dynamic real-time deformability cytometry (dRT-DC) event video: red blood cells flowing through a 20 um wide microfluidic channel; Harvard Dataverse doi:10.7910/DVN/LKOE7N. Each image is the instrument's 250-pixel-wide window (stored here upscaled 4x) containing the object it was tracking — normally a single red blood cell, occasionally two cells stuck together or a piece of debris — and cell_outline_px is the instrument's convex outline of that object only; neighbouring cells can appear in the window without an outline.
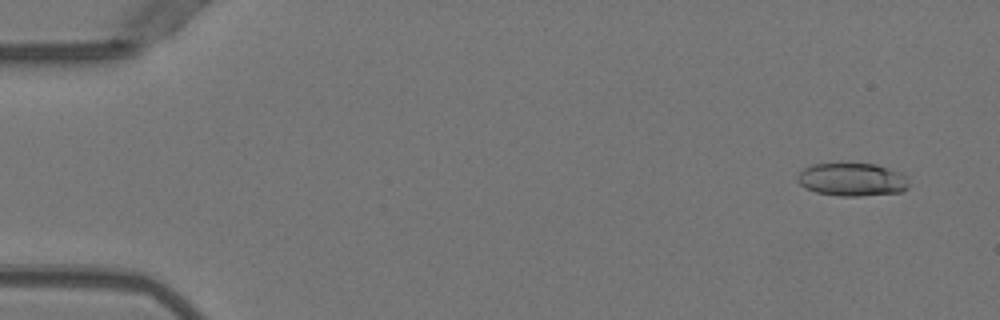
{"species": "Egyptian fruit bat (a non-hibernating species)", "species_latin": "Rousettus aegyptiacus", "temperature_condition": "warm", "stored_images_in_passage": 51, "camera_frame_rate_fps": 3000, "um_per_image_px": 0.085, "animal": {"sex": "female"}, "frame": {"image": 1, "passage_image": 3, "time_ms": 0.667, "image_size_px": [1000, 320], "cell_outline_px": [[908, 188], [900, 192], [860, 196], [840, 196], [816, 192], [804, 188], [796, 180], [796, 176], [804, 168], [812, 164], [840, 160], [876, 164], [904, 172], [908, 184]], "centroid_in_image_um": [72.4, 15.2], "position_along_channel_um": 12.6, "area_um2": 22.54}}
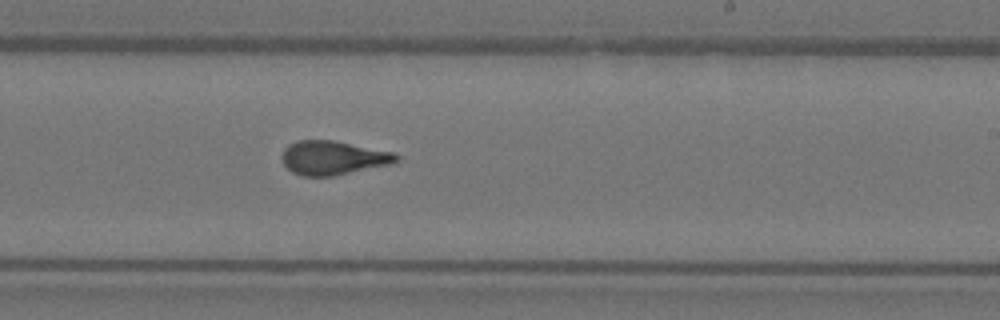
{"frame": {"image": 2, "passage_image": 31, "time_ms": 10.0, "image_size_px": [1000, 320], "cell_outline_px": [[400, 160], [388, 164], [336, 176], [300, 176], [292, 172], [284, 164], [280, 156], [284, 148], [288, 144], [296, 140], [332, 140], [396, 152], [400, 156]], "centroid_in_image_um": [28.29, 13.41], "position_along_channel_um": 260.7, "area_um2": 22.89}}
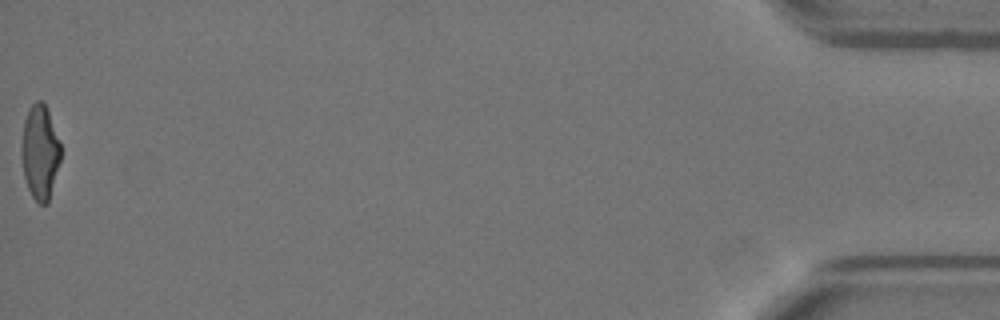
{"frame": {"image": 3, "passage_image": 51, "time_ms": 16.667, "image_size_px": [1000, 320], "cell_outline_px": [[60, 160], [48, 204], [40, 204], [32, 196], [28, 188], [24, 176], [20, 156], [20, 148], [24, 120], [28, 108], [36, 100], [40, 100], [44, 104], [48, 112], [60, 144]], "centroid_in_image_um": [3.36, 12.94], "position_along_channel_um": 431.8, "area_um2": 21.5}, "authors_computed_cell_mechanics": {"area_um2": 22.253, "velocity_mm_per_s": 4.0104, "shape_relaxation_time_tau1_ms": 9.9243, "shape_relaxation_time_tau2_ms": 1.2575, "deformation_change_tau1": 0.3071, "deformation_change_tau2": 0.0844}}